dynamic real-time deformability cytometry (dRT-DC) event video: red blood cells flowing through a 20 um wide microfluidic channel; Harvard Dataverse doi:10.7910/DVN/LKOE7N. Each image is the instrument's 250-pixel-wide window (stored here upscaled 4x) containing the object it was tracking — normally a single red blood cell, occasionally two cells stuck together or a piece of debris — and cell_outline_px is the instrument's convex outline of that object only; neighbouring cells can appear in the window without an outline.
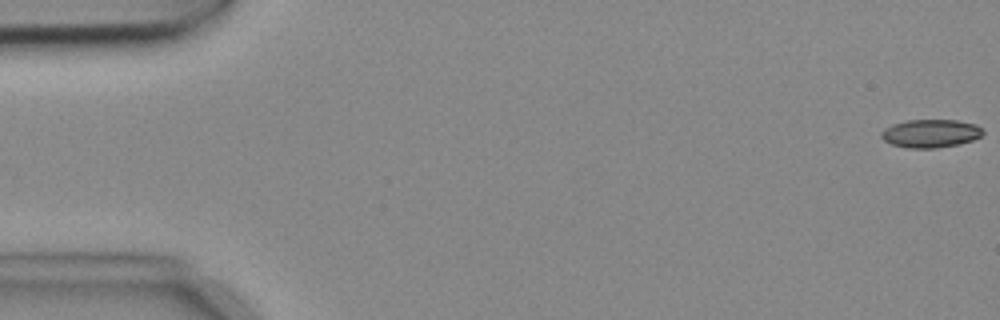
{"species": "common noctule bat (a hibernating species)", "species_latin": "Nyctalus noctula", "temperature_condition": "cold", "stored_images_in_passage": 6, "camera_frame_rate_fps": 3000, "um_per_image_px": 0.085, "animal": {"sex": "female", "body_mass_g": 18.4}, "frame": {"image": 1, "passage_image": 1, "time_ms": 0.0, "image_size_px": [1000, 320], "cell_outline_px": [[984, 132], [980, 136], [972, 140], [956, 144], [936, 148], [908, 148], [892, 144], [884, 140], [880, 136], [880, 132], [884, 128], [892, 124], [908, 120], [956, 120], [976, 124], [984, 128]], "centroid_in_image_um": [79.09, 11.33], "position_along_channel_um": 5.9, "area_um2": 16.7}}